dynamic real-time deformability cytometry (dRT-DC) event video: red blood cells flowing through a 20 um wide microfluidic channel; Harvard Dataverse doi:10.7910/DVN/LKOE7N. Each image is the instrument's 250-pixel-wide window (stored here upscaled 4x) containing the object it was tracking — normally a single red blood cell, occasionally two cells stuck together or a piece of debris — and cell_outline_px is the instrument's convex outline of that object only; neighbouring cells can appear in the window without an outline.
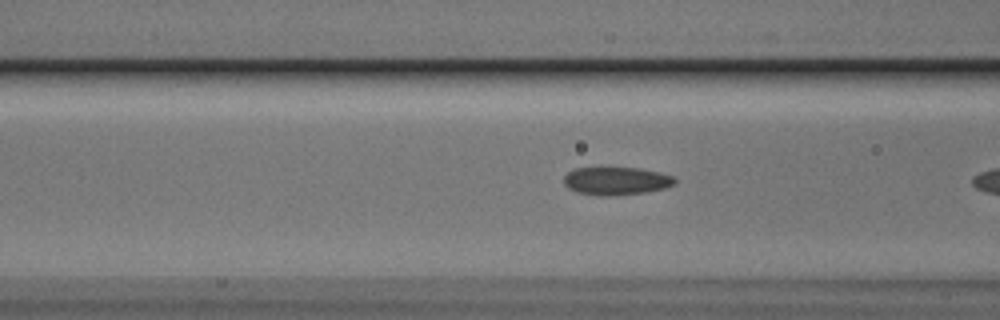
{"species": "Egyptian fruit bat (a non-hibernating species)", "species_latin": "Rousettus aegyptiacus", "temperature_condition": "cold", "stored_images_in_passage": 7, "camera_frame_rate_fps": 3000, "um_per_image_px": 0.085, "animal": {"sex": "male"}, "frame": {"image": 1, "passage_image": 6, "time_ms": 1.667, "image_size_px": [1000, 320], "cell_outline_px": [[676, 184], [664, 188], [648, 192], [612, 196], [600, 196], [576, 192], [568, 188], [564, 184], [564, 176], [568, 172], [576, 168], [640, 168], [660, 172], [672, 176], [676, 180]], "centroid_in_image_um": [52.39, 15.39], "position_along_channel_um": 114.2, "area_um2": 18.21}}